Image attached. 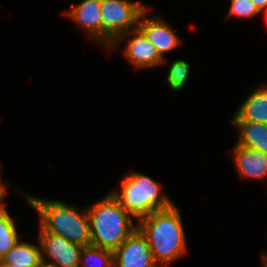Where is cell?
Wrapping results in <instances>:
<instances>
[{
  "label": "cell",
  "mask_w": 267,
  "mask_h": 267,
  "mask_svg": "<svg viewBox=\"0 0 267 267\" xmlns=\"http://www.w3.org/2000/svg\"><path fill=\"white\" fill-rule=\"evenodd\" d=\"M120 183V190L110 193L137 222L174 203L162 193L161 183L143 173L125 174Z\"/></svg>",
  "instance_id": "cell-4"
},
{
  "label": "cell",
  "mask_w": 267,
  "mask_h": 267,
  "mask_svg": "<svg viewBox=\"0 0 267 267\" xmlns=\"http://www.w3.org/2000/svg\"><path fill=\"white\" fill-rule=\"evenodd\" d=\"M16 226L6 208L0 210V261L21 240Z\"/></svg>",
  "instance_id": "cell-15"
},
{
  "label": "cell",
  "mask_w": 267,
  "mask_h": 267,
  "mask_svg": "<svg viewBox=\"0 0 267 267\" xmlns=\"http://www.w3.org/2000/svg\"><path fill=\"white\" fill-rule=\"evenodd\" d=\"M137 228L146 237L154 261L159 267L167 266L187 254L184 226L174 203L139 220Z\"/></svg>",
  "instance_id": "cell-1"
},
{
  "label": "cell",
  "mask_w": 267,
  "mask_h": 267,
  "mask_svg": "<svg viewBox=\"0 0 267 267\" xmlns=\"http://www.w3.org/2000/svg\"><path fill=\"white\" fill-rule=\"evenodd\" d=\"M232 121H252L267 124V83L259 85L247 96Z\"/></svg>",
  "instance_id": "cell-12"
},
{
  "label": "cell",
  "mask_w": 267,
  "mask_h": 267,
  "mask_svg": "<svg viewBox=\"0 0 267 267\" xmlns=\"http://www.w3.org/2000/svg\"><path fill=\"white\" fill-rule=\"evenodd\" d=\"M189 70L190 66L184 60H175L171 63L166 77L171 91L177 92L184 87L189 77Z\"/></svg>",
  "instance_id": "cell-17"
},
{
  "label": "cell",
  "mask_w": 267,
  "mask_h": 267,
  "mask_svg": "<svg viewBox=\"0 0 267 267\" xmlns=\"http://www.w3.org/2000/svg\"><path fill=\"white\" fill-rule=\"evenodd\" d=\"M262 267H267V252H263V255H262Z\"/></svg>",
  "instance_id": "cell-22"
},
{
  "label": "cell",
  "mask_w": 267,
  "mask_h": 267,
  "mask_svg": "<svg viewBox=\"0 0 267 267\" xmlns=\"http://www.w3.org/2000/svg\"><path fill=\"white\" fill-rule=\"evenodd\" d=\"M79 262H83V267H114L113 251L94 245L84 246Z\"/></svg>",
  "instance_id": "cell-16"
},
{
  "label": "cell",
  "mask_w": 267,
  "mask_h": 267,
  "mask_svg": "<svg viewBox=\"0 0 267 267\" xmlns=\"http://www.w3.org/2000/svg\"><path fill=\"white\" fill-rule=\"evenodd\" d=\"M261 13L252 0H231L227 17L253 18Z\"/></svg>",
  "instance_id": "cell-18"
},
{
  "label": "cell",
  "mask_w": 267,
  "mask_h": 267,
  "mask_svg": "<svg viewBox=\"0 0 267 267\" xmlns=\"http://www.w3.org/2000/svg\"><path fill=\"white\" fill-rule=\"evenodd\" d=\"M40 260L41 252L39 245H32L19 240L1 259L0 264L19 267H37Z\"/></svg>",
  "instance_id": "cell-14"
},
{
  "label": "cell",
  "mask_w": 267,
  "mask_h": 267,
  "mask_svg": "<svg viewBox=\"0 0 267 267\" xmlns=\"http://www.w3.org/2000/svg\"><path fill=\"white\" fill-rule=\"evenodd\" d=\"M239 130L236 145L253 148L267 155V124L252 121H233Z\"/></svg>",
  "instance_id": "cell-13"
},
{
  "label": "cell",
  "mask_w": 267,
  "mask_h": 267,
  "mask_svg": "<svg viewBox=\"0 0 267 267\" xmlns=\"http://www.w3.org/2000/svg\"><path fill=\"white\" fill-rule=\"evenodd\" d=\"M37 267H58V266L55 265L54 263L47 262V261L41 259V260L39 261Z\"/></svg>",
  "instance_id": "cell-21"
},
{
  "label": "cell",
  "mask_w": 267,
  "mask_h": 267,
  "mask_svg": "<svg viewBox=\"0 0 267 267\" xmlns=\"http://www.w3.org/2000/svg\"><path fill=\"white\" fill-rule=\"evenodd\" d=\"M147 8L140 16L138 28L145 34L151 44L157 49L159 55L164 59L162 64L166 63V53L175 50L182 43L178 34L172 30V27L159 17H146L149 12Z\"/></svg>",
  "instance_id": "cell-8"
},
{
  "label": "cell",
  "mask_w": 267,
  "mask_h": 267,
  "mask_svg": "<svg viewBox=\"0 0 267 267\" xmlns=\"http://www.w3.org/2000/svg\"><path fill=\"white\" fill-rule=\"evenodd\" d=\"M101 0H82L81 3H72L71 9L65 12L73 22L77 23L89 38L102 44Z\"/></svg>",
  "instance_id": "cell-10"
},
{
  "label": "cell",
  "mask_w": 267,
  "mask_h": 267,
  "mask_svg": "<svg viewBox=\"0 0 267 267\" xmlns=\"http://www.w3.org/2000/svg\"><path fill=\"white\" fill-rule=\"evenodd\" d=\"M41 259L58 267H81L79 262L82 248L67 241L64 237L39 229ZM47 258V259H46Z\"/></svg>",
  "instance_id": "cell-6"
},
{
  "label": "cell",
  "mask_w": 267,
  "mask_h": 267,
  "mask_svg": "<svg viewBox=\"0 0 267 267\" xmlns=\"http://www.w3.org/2000/svg\"><path fill=\"white\" fill-rule=\"evenodd\" d=\"M142 2L101 0L102 46L107 51L122 42L131 30L138 28L140 16L148 8Z\"/></svg>",
  "instance_id": "cell-5"
},
{
  "label": "cell",
  "mask_w": 267,
  "mask_h": 267,
  "mask_svg": "<svg viewBox=\"0 0 267 267\" xmlns=\"http://www.w3.org/2000/svg\"><path fill=\"white\" fill-rule=\"evenodd\" d=\"M233 162L240 178L266 179L267 178V155L253 148L234 146Z\"/></svg>",
  "instance_id": "cell-11"
},
{
  "label": "cell",
  "mask_w": 267,
  "mask_h": 267,
  "mask_svg": "<svg viewBox=\"0 0 267 267\" xmlns=\"http://www.w3.org/2000/svg\"><path fill=\"white\" fill-rule=\"evenodd\" d=\"M130 33L133 35L132 38L127 39L123 54L129 63L134 65V68L163 65L164 59L139 28L131 30Z\"/></svg>",
  "instance_id": "cell-9"
},
{
  "label": "cell",
  "mask_w": 267,
  "mask_h": 267,
  "mask_svg": "<svg viewBox=\"0 0 267 267\" xmlns=\"http://www.w3.org/2000/svg\"><path fill=\"white\" fill-rule=\"evenodd\" d=\"M0 267H19V266H13L8 264H0Z\"/></svg>",
  "instance_id": "cell-23"
},
{
  "label": "cell",
  "mask_w": 267,
  "mask_h": 267,
  "mask_svg": "<svg viewBox=\"0 0 267 267\" xmlns=\"http://www.w3.org/2000/svg\"><path fill=\"white\" fill-rule=\"evenodd\" d=\"M6 193H7L6 187L3 184L2 179L0 177V210L4 209L6 207V205L3 204V199L5 198Z\"/></svg>",
  "instance_id": "cell-19"
},
{
  "label": "cell",
  "mask_w": 267,
  "mask_h": 267,
  "mask_svg": "<svg viewBox=\"0 0 267 267\" xmlns=\"http://www.w3.org/2000/svg\"><path fill=\"white\" fill-rule=\"evenodd\" d=\"M113 262L114 267H159L146 237L138 228L113 251Z\"/></svg>",
  "instance_id": "cell-7"
},
{
  "label": "cell",
  "mask_w": 267,
  "mask_h": 267,
  "mask_svg": "<svg viewBox=\"0 0 267 267\" xmlns=\"http://www.w3.org/2000/svg\"><path fill=\"white\" fill-rule=\"evenodd\" d=\"M256 7L262 12L265 8H267V0H252Z\"/></svg>",
  "instance_id": "cell-20"
},
{
  "label": "cell",
  "mask_w": 267,
  "mask_h": 267,
  "mask_svg": "<svg viewBox=\"0 0 267 267\" xmlns=\"http://www.w3.org/2000/svg\"><path fill=\"white\" fill-rule=\"evenodd\" d=\"M86 209L90 223L91 245L114 251L137 228L132 221L133 217L111 193Z\"/></svg>",
  "instance_id": "cell-3"
},
{
  "label": "cell",
  "mask_w": 267,
  "mask_h": 267,
  "mask_svg": "<svg viewBox=\"0 0 267 267\" xmlns=\"http://www.w3.org/2000/svg\"><path fill=\"white\" fill-rule=\"evenodd\" d=\"M29 205L37 211L44 230L81 247L91 245L90 223L85 208L83 212L65 202L23 195Z\"/></svg>",
  "instance_id": "cell-2"
}]
</instances>
